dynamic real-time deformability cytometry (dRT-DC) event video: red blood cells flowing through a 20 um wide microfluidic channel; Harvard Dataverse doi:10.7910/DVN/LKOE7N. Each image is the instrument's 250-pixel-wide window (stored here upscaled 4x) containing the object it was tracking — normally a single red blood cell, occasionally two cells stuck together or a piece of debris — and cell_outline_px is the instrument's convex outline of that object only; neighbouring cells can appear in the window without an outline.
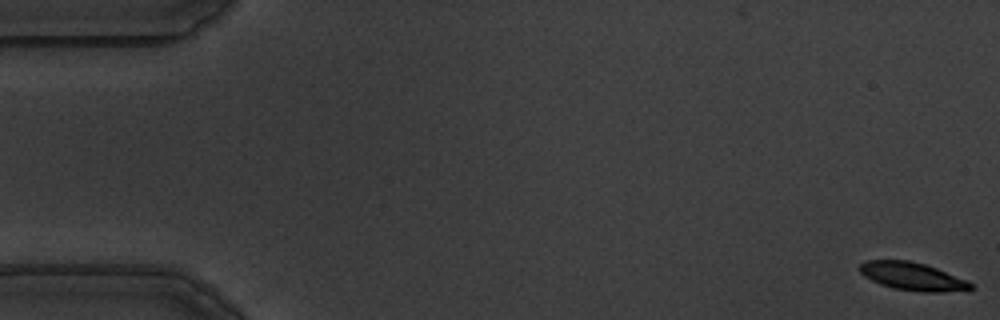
{"species": "common noctule bat (a hibernating species)", "species_latin": "Nyctalus noctula", "temperature_condition": "warm", "stored_images_in_passage": 58, "camera_frame_rate_fps": 3000, "um_per_image_px": 0.085, "animal": {"sex": "male", "body_mass_g": 19.5, "forearm_length_mm": 54.6}, "frame": {"image": 1, "passage_image": 1, "time_ms": 0.0, "image_size_px": [1000, 320], "cell_outline_px": [[976, 288], [940, 292], [920, 292], [892, 288], [880, 284], [864, 276], [860, 272], [860, 264], [864, 260], [908, 260], [924, 264], [936, 268], [968, 280]], "centroid_in_image_um": [77.55, 23.49], "position_along_channel_um": 7.5, "area_um2": 18.03}}
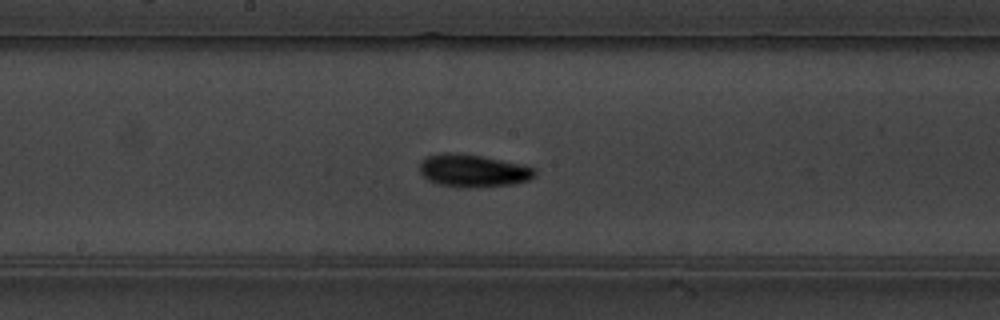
{"frame": {"image": 2, "passage_image": 30, "time_ms": 9.667, "image_size_px": [1000, 320], "cell_outline_px": [[536, 176], [528, 180], [512, 184], [472, 188], [460, 188], [440, 184], [428, 180], [420, 172], [420, 160], [428, 156], [444, 152], [480, 156], [520, 164], [536, 168]], "centroid_in_image_um": [40.21, 14.52], "position_along_channel_um": 208.0, "area_um2": 21.79}}
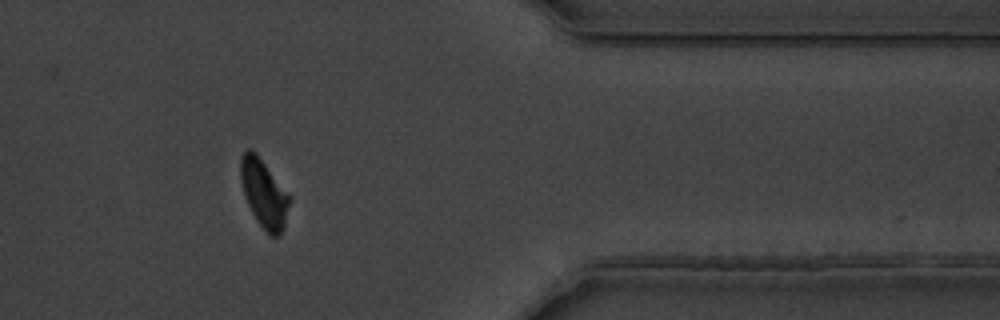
{"frame": {"image": 3, "passage_image": 47, "time_ms": 15.333, "image_size_px": [1000, 320], "cell_outline_px": [[292, 200], [284, 228], [280, 236], [268, 236], [256, 220], [248, 204], [240, 180], [240, 156], [248, 148], [256, 152], [292, 196]], "centroid_in_image_um": [22.48, 16.46], "position_along_channel_um": 388.9, "area_um2": 19.94}, "authors_computed_cell_mechanics": {"area_um2": 19.6231, "velocity_mm_per_s": 3.5555, "shape_relaxation_time_tau1_ms": 2.7264, "shape_relaxation_time_tau2_ms": 3.76, "deformation_change_tau1": 0.1514, "deformation_change_tau2": 0.0529}}